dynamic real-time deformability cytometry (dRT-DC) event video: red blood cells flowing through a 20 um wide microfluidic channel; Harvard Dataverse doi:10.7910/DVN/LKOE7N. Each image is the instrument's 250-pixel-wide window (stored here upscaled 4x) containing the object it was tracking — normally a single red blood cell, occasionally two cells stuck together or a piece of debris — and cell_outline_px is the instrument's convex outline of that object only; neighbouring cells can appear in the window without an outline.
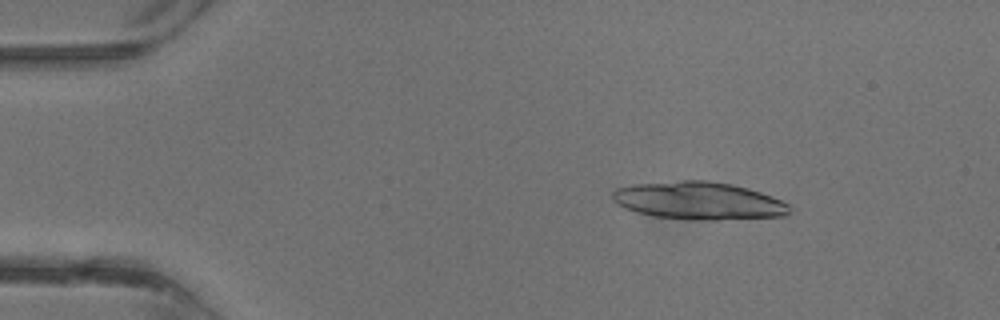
{"species": "common noctule bat (a hibernating species)", "species_latin": "Nyctalus noctula", "temperature_condition": "warm", "stored_images_in_passage": 28, "camera_frame_rate_fps": 3000, "um_per_image_px": 0.085, "animal": {"sex": "male", "body_mass_g": 13.3}, "frame": {"image": 1, "passage_image": 1, "time_ms": 0.0, "image_size_px": [1000, 320], "cell_outline_px": [[792, 212], [784, 216], [716, 220], [688, 220], [656, 216], [636, 212], [624, 208], [616, 204], [612, 200], [612, 192], [616, 188], [632, 184], [684, 180], [708, 180], [732, 184], [748, 188], [772, 196], [788, 204], [792, 208]], "centroid_in_image_um": [59.38, 17.06], "position_along_channel_um": 25.6, "area_um2": 39.25}}